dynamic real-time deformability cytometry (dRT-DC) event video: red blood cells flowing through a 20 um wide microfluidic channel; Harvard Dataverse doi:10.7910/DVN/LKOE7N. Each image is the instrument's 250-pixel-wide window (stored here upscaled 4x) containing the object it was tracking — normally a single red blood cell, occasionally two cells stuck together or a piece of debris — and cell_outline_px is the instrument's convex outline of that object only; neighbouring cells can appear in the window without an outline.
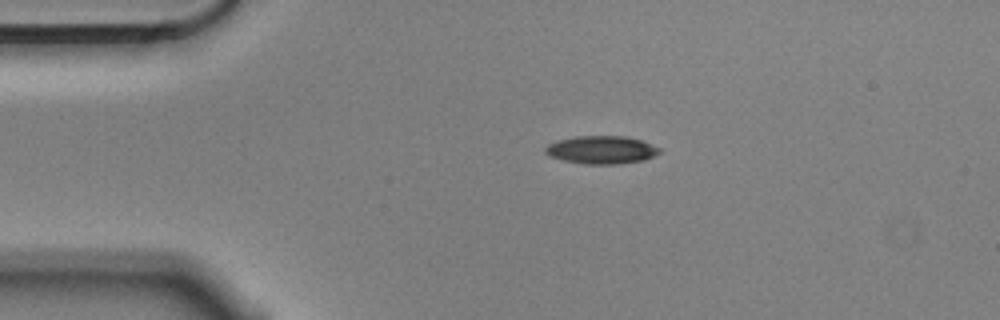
{"species": "Egyptian fruit bat (a non-hibernating species)", "species_latin": "Rousettus aegyptiacus", "temperature_condition": "cold", "stored_images_in_passage": 2, "camera_frame_rate_fps": 3000, "um_per_image_px": 0.085, "animal": {"sex": "male"}, "frame": {"image": 1, "passage_image": 1, "time_ms": 0.0, "image_size_px": [1000, 320], "cell_outline_px": [[660, 152], [644, 160], [620, 164], [584, 164], [564, 160], [548, 156], [544, 152], [544, 148], [548, 144], [556, 140], [576, 136], [624, 136], [640, 140], [660, 148]], "centroid_in_image_um": [51.07, 12.74], "position_along_channel_um": 33.9, "area_um2": 18.61}}